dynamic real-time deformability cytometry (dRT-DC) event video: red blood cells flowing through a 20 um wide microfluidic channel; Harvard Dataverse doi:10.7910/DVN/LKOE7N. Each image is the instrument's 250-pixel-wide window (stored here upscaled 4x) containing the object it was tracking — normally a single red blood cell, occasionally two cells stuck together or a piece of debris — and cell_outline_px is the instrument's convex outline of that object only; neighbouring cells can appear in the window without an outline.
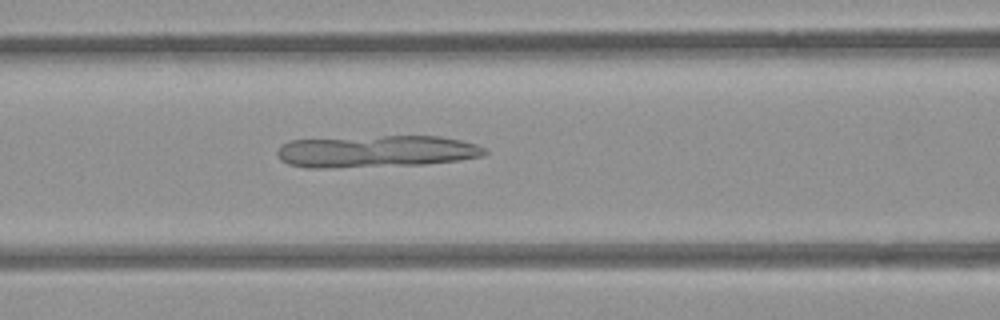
{"species": "common noctule bat (a hibernating species)", "species_latin": "Nyctalus noctula", "temperature_condition": "room temperature", "stored_images_in_passage": 42, "camera_frame_rate_fps": 3000, "um_per_image_px": 0.085, "animal": {"sex": "female", "body_mass_g": 21.9}, "frame": {"image": 1, "passage_image": 11, "time_ms": 3.333, "image_size_px": [1000, 320], "cell_outline_px": [[488, 152], [484, 156], [460, 160], [428, 164], [324, 168], [304, 168], [288, 164], [280, 160], [276, 152], [280, 144], [288, 140], [384, 136], [440, 136], [460, 140], [476, 144], [488, 148]], "centroid_in_image_um": [31.98, 12.87], "position_along_channel_um": 134.6, "area_um2": 39.13}}
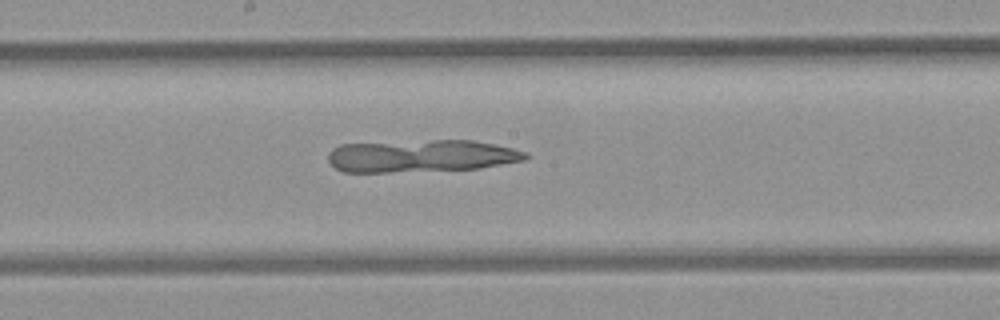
{"frame": {"image": 2, "passage_image": 17, "time_ms": 5.333, "image_size_px": [1000, 320], "cell_outline_px": [[532, 156], [528, 160], [480, 168], [388, 172], [344, 172], [336, 168], [328, 160], [328, 152], [332, 148], [340, 144], [432, 140], [472, 140], [512, 148], [528, 152]], "centroid_in_image_um": [35.84, 13.25], "position_along_channel_um": 212.4, "area_um2": 37.4}}
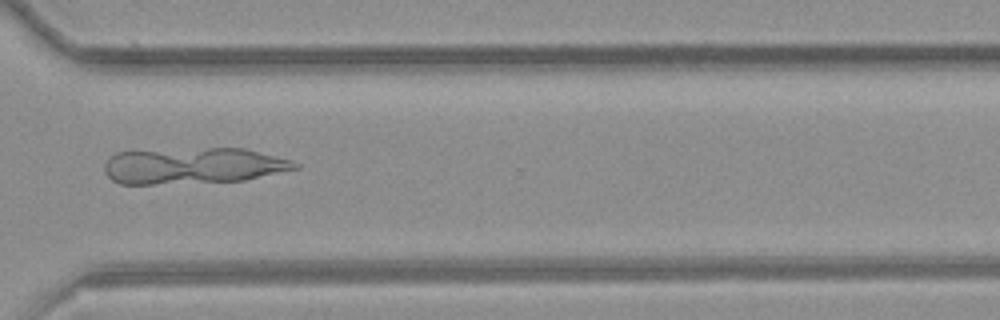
{"frame": {"image": 3, "passage_image": 28, "time_ms": 9.0, "image_size_px": [1000, 320], "cell_outline_px": [[300, 168], [244, 180], [152, 184], [120, 184], [112, 180], [104, 172], [104, 164], [116, 152], [208, 148], [244, 148], [292, 160], [300, 164]], "centroid_in_image_um": [16.44, 14.09], "position_along_channel_um": 354.2, "area_um2": 39.94}}